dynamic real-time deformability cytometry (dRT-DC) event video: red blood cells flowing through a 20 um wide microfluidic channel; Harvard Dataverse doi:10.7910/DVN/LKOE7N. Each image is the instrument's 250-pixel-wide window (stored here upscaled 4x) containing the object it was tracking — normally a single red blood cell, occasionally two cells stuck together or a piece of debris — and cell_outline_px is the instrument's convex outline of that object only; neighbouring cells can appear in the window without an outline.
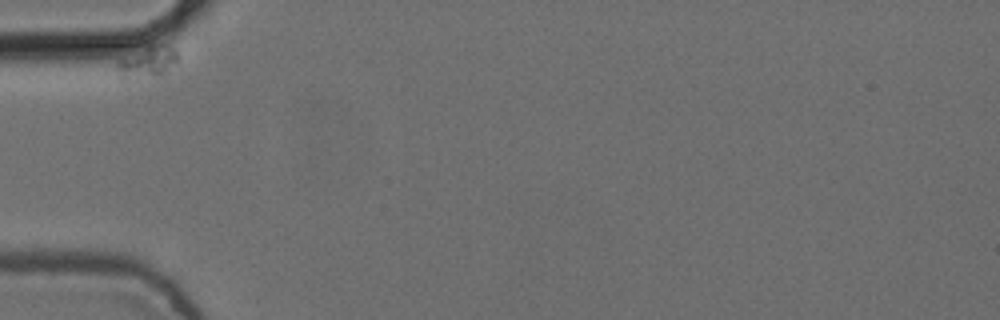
{"species": "common noctule bat (a hibernating species)", "species_latin": "Nyctalus noctula", "temperature_condition": "cold", "stored_images_in_passage": 2, "camera_frame_rate_fps": 3000, "um_per_image_px": 0.085, "animal": {"sex": "female", "body_mass_g": 24.6, "forearm_length_mm": 56.2}, "frame": {"image": 1, "passage_image": 1, "time_ms": 0.0, "image_size_px": [1000, 320], "cell_outline_px": [[180, 56], [164, 72], [156, 76], [120, 76], [116, 64], [116, 60], [148, 44], [168, 44]], "centroid_in_image_um": [12.52, 5.18], "position_along_channel_um": 72.5, "area_um2": 10.75}}